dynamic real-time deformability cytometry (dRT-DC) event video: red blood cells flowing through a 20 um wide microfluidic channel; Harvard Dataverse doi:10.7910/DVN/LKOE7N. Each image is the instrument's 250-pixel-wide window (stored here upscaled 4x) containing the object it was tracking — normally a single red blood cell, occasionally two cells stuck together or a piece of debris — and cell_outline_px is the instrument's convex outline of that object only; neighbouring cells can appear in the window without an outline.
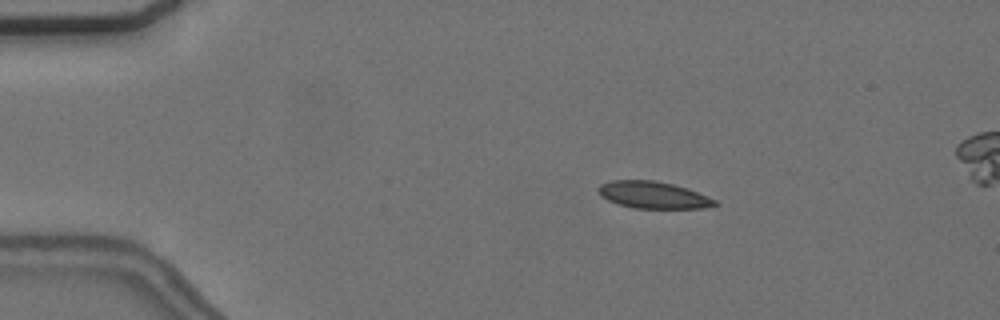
{"species": "common noctule bat (a hibernating species)", "species_latin": "Nyctalus noctula", "temperature_condition": "cold", "stored_images_in_passage": 46, "camera_frame_rate_fps": 3000, "um_per_image_px": 0.085, "animal": {"sex": "female", "body_mass_g": 24.6, "forearm_length_mm": 56.2}, "frame": {"image": 1, "passage_image": 1, "time_ms": 0.0, "image_size_px": [1000, 320], "cell_outline_px": [[720, 204], [704, 208], [632, 208], [608, 200], [600, 196], [596, 188], [600, 184], [612, 180], [652, 180], [672, 184], [688, 188], [716, 200]], "centroid_in_image_um": [55.51, 16.57], "position_along_channel_um": 29.5, "area_um2": 18.32}, "authors_computed_cell_mechanics": {"area_um2": 18.4093, "velocity_mm_per_s": 3.6774, "shape_relaxation_time_tau1_ms": 5.4521, "shape_relaxation_time_tau2_ms": 4.2778, "deformation_change_tau1": 0.1416, "deformation_change_tau2": 0.0984}}